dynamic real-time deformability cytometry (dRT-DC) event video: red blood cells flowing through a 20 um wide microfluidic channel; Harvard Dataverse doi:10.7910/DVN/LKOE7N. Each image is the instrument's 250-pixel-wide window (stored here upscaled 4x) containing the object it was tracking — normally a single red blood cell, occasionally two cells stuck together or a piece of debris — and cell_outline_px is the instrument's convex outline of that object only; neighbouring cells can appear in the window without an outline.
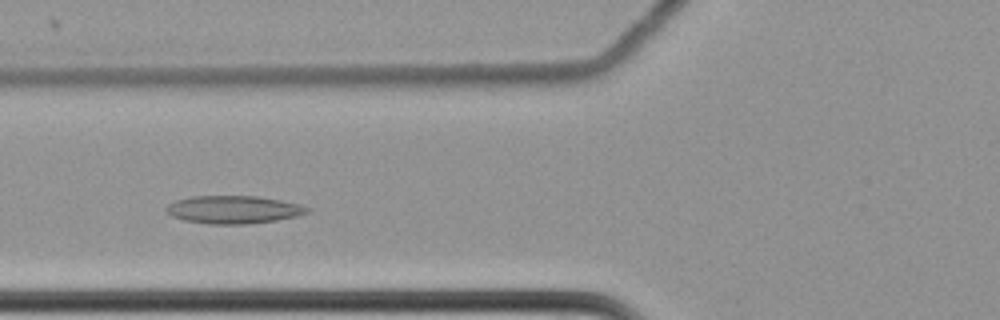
{"species": "common noctule bat (a hibernating species)", "species_latin": "Nyctalus noctula", "temperature_condition": "cold", "stored_images_in_passage": 54, "camera_frame_rate_fps": 3000, "um_per_image_px": 0.085, "animal": {"sex": "female", "body_mass_g": 22.7, "forearm_length_mm": 54.2}, "frame": {"image": 1, "passage_image": 18, "time_ms": 5.667, "image_size_px": [1000, 320], "cell_outline_px": [[312, 208], [308, 212], [296, 216], [276, 220], [244, 224], [208, 224], [184, 220], [172, 216], [164, 212], [164, 208], [168, 204], [176, 200], [192, 196], [256, 196], [280, 200], [300, 204]], "centroid_in_image_um": [19.81, 17.81], "position_along_channel_um": 106.0, "area_um2": 22.95}}
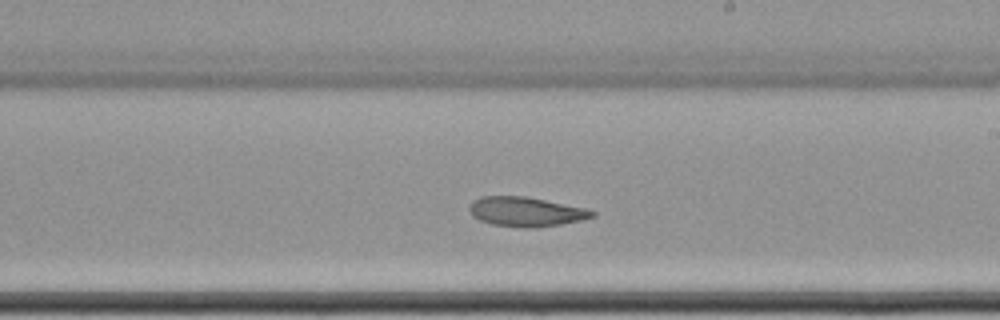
{"frame": {"image": 2, "passage_image": 30, "time_ms": 9.667, "image_size_px": [1000, 320], "cell_outline_px": [[596, 216], [580, 220], [560, 224], [532, 228], [524, 228], [492, 224], [480, 220], [472, 216], [468, 208], [472, 200], [480, 196], [524, 196], [584, 208], [596, 212]], "centroid_in_image_um": [44.65, 17.99], "position_along_channel_um": 244.3, "area_um2": 20.98}}
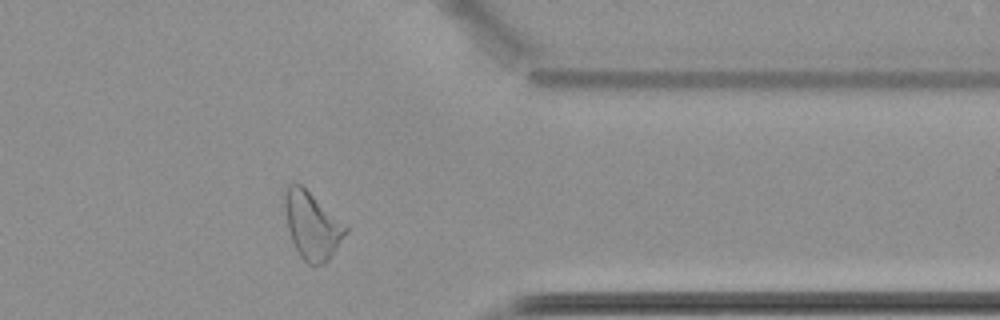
{"frame": {"image": 3, "passage_image": 43, "time_ms": 14.0, "image_size_px": [1000, 320], "cell_outline_px": [[348, 232], [328, 260], [324, 264], [308, 264], [300, 256], [292, 240], [288, 228], [284, 208], [284, 188], [288, 184], [300, 184], [348, 224]], "centroid_in_image_um": [26.55, 19.14], "position_along_channel_um": 384.9, "area_um2": 23.99}, "authors_computed_cell_mechanics": {"area_um2": 23.7847, "velocity_mm_per_s": 3.4561, "shape_relaxation_time_tau1_ms": null, "shape_relaxation_time_tau2_ms": 6.9821, "deformation_change_tau1": null, "deformation_change_tau2": 0.1195}}